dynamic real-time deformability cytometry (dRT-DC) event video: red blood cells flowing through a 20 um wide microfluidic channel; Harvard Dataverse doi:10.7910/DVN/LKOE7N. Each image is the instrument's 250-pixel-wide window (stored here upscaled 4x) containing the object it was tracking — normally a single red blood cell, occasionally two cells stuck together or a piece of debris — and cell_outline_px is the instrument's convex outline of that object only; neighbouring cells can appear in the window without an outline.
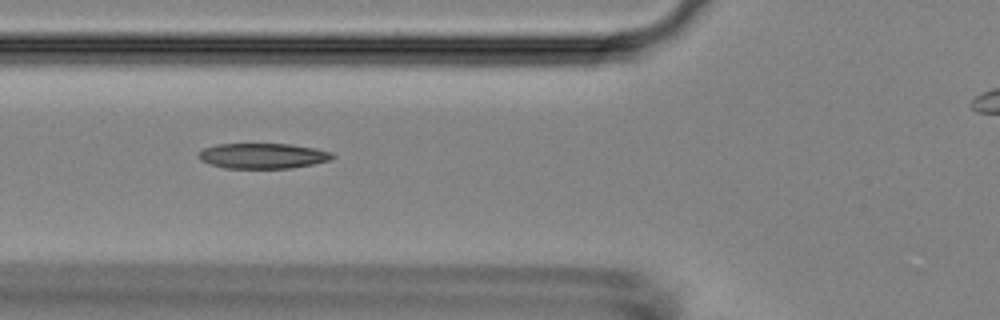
{"species": "Egyptian fruit bat (a non-hibernating species)", "species_latin": "Rousettus aegyptiacus", "temperature_condition": "room temperature", "stored_images_in_passage": 33, "camera_frame_rate_fps": 3000, "um_per_image_px": 0.085, "animal": {"sex": "female"}, "frame": {"image": 1, "passage_image": 4, "time_ms": 1.0, "image_size_px": [1000, 320], "cell_outline_px": [[336, 156], [332, 160], [292, 168], [224, 168], [208, 164], [200, 160], [196, 156], [204, 148], [216, 144], [288, 144], [316, 148], [332, 152]], "centroid_in_image_um": [22.34, 13.25], "position_along_channel_um": 103.5, "area_um2": 19.94}}
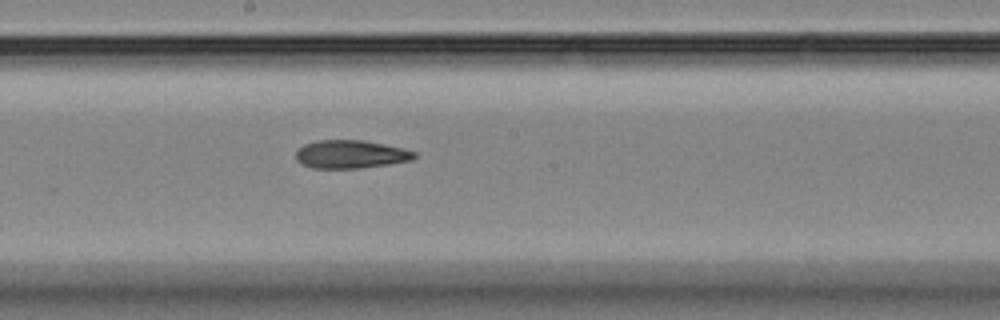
{"frame": {"image": 2, "passage_image": 13, "time_ms": 4.0, "image_size_px": [1000, 320], "cell_outline_px": [[416, 156], [412, 160], [388, 164], [360, 168], [312, 168], [300, 164], [296, 160], [296, 152], [304, 144], [316, 140], [364, 140], [404, 148], [416, 152]], "centroid_in_image_um": [29.8, 13.11], "position_along_channel_um": 218.4, "area_um2": 19.54}}
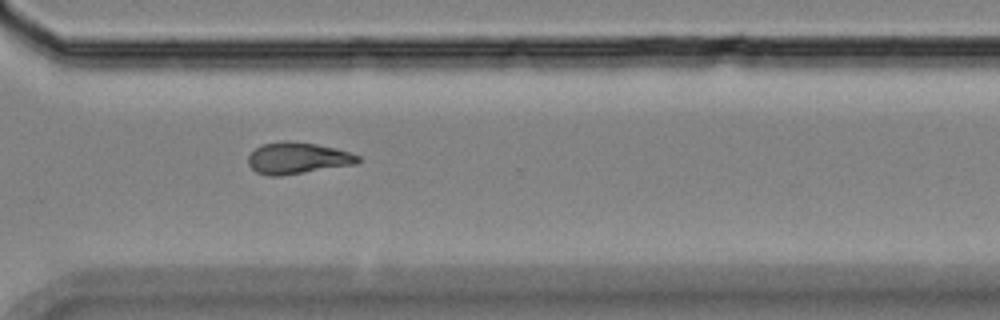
{"frame": {"image": 3, "passage_image": 23, "time_ms": 7.333, "image_size_px": [1000, 320], "cell_outline_px": [[360, 160], [356, 164], [280, 176], [268, 176], [256, 172], [248, 164], [248, 156], [260, 144], [280, 140], [288, 140], [316, 144], [336, 148], [352, 152], [360, 156]], "centroid_in_image_um": [25.29, 13.43], "position_along_channel_um": 345.3, "area_um2": 20.4}, "authors_computed_cell_mechanics": {"area_um2": 19.9988, "velocity_mm_per_s": 3.8051, "shape_relaxation_time_tau1_ms": 5.3577, "shape_relaxation_time_tau2_ms": 2.3331, "deformation_change_tau1": 0.1622, "deformation_change_tau2": 0.1028}}